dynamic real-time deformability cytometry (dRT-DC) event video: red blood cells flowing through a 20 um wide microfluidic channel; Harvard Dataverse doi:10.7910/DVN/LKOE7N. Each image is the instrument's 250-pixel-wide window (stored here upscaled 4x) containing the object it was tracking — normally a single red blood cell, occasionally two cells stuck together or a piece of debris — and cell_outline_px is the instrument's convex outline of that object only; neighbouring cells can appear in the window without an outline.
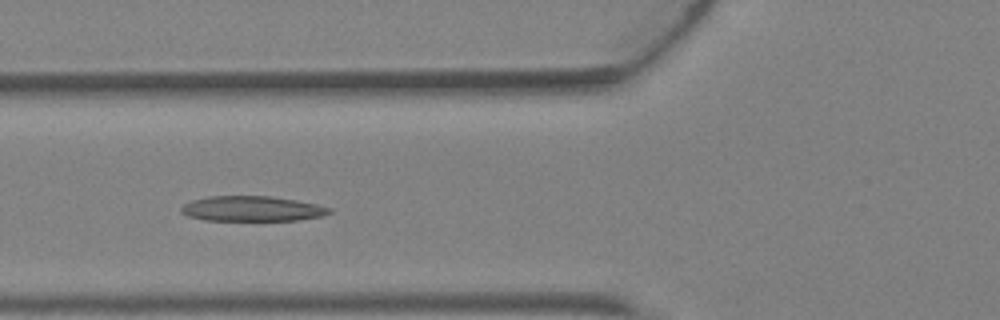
{"species": "Egyptian fruit bat (a non-hibernating species)", "species_latin": "Rousettus aegyptiacus", "temperature_condition": "warm", "stored_images_in_passage": 5, "camera_frame_rate_fps": 3000, "um_per_image_px": 0.085, "animal": {"sex": "female"}, "frame": {"image": 1, "passage_image": 5, "time_ms": 1.333, "image_size_px": [1000, 320], "cell_outline_px": [[332, 212], [320, 216], [296, 220], [204, 220], [188, 216], [180, 212], [180, 208], [184, 204], [192, 200], [208, 196], [272, 196], [296, 200], [316, 204], [332, 208]], "centroid_in_image_um": [21.4, 17.73], "position_along_channel_um": 104.4, "area_um2": 21.68}}